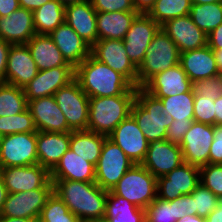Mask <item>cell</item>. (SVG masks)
I'll use <instances>...</instances> for the list:
<instances>
[{"label":"cell","instance_id":"1","mask_svg":"<svg viewBox=\"0 0 222 222\" xmlns=\"http://www.w3.org/2000/svg\"><path fill=\"white\" fill-rule=\"evenodd\" d=\"M53 192L76 215L80 222L102 219L106 212L108 191L96 182L51 179Z\"/></svg>","mask_w":222,"mask_h":222},{"label":"cell","instance_id":"2","mask_svg":"<svg viewBox=\"0 0 222 222\" xmlns=\"http://www.w3.org/2000/svg\"><path fill=\"white\" fill-rule=\"evenodd\" d=\"M75 79L89 98L136 95L137 91L123 75L91 54L75 68Z\"/></svg>","mask_w":222,"mask_h":222},{"label":"cell","instance_id":"3","mask_svg":"<svg viewBox=\"0 0 222 222\" xmlns=\"http://www.w3.org/2000/svg\"><path fill=\"white\" fill-rule=\"evenodd\" d=\"M136 95L89 98L87 130L108 136L116 126L131 115Z\"/></svg>","mask_w":222,"mask_h":222},{"label":"cell","instance_id":"4","mask_svg":"<svg viewBox=\"0 0 222 222\" xmlns=\"http://www.w3.org/2000/svg\"><path fill=\"white\" fill-rule=\"evenodd\" d=\"M131 116L149 143L165 139L167 129L173 122V118L164 112L161 99L146 92L142 87L137 88Z\"/></svg>","mask_w":222,"mask_h":222},{"label":"cell","instance_id":"5","mask_svg":"<svg viewBox=\"0 0 222 222\" xmlns=\"http://www.w3.org/2000/svg\"><path fill=\"white\" fill-rule=\"evenodd\" d=\"M180 52L177 45L160 28L154 35L143 61L137 68V88L142 87L157 73L179 64Z\"/></svg>","mask_w":222,"mask_h":222},{"label":"cell","instance_id":"6","mask_svg":"<svg viewBox=\"0 0 222 222\" xmlns=\"http://www.w3.org/2000/svg\"><path fill=\"white\" fill-rule=\"evenodd\" d=\"M156 187L157 178L142 164H134L110 192L146 209L157 197Z\"/></svg>","mask_w":222,"mask_h":222},{"label":"cell","instance_id":"7","mask_svg":"<svg viewBox=\"0 0 222 222\" xmlns=\"http://www.w3.org/2000/svg\"><path fill=\"white\" fill-rule=\"evenodd\" d=\"M135 163L108 137L95 166V182L110 191Z\"/></svg>","mask_w":222,"mask_h":222},{"label":"cell","instance_id":"8","mask_svg":"<svg viewBox=\"0 0 222 222\" xmlns=\"http://www.w3.org/2000/svg\"><path fill=\"white\" fill-rule=\"evenodd\" d=\"M58 107L66 117L72 131L87 130L89 120V97L74 78L54 95Z\"/></svg>","mask_w":222,"mask_h":222},{"label":"cell","instance_id":"9","mask_svg":"<svg viewBox=\"0 0 222 222\" xmlns=\"http://www.w3.org/2000/svg\"><path fill=\"white\" fill-rule=\"evenodd\" d=\"M37 132L4 135L0 142V168L38 163Z\"/></svg>","mask_w":222,"mask_h":222},{"label":"cell","instance_id":"10","mask_svg":"<svg viewBox=\"0 0 222 222\" xmlns=\"http://www.w3.org/2000/svg\"><path fill=\"white\" fill-rule=\"evenodd\" d=\"M200 184L199 167L183 162L171 172L157 178V197L170 201L191 194Z\"/></svg>","mask_w":222,"mask_h":222},{"label":"cell","instance_id":"11","mask_svg":"<svg viewBox=\"0 0 222 222\" xmlns=\"http://www.w3.org/2000/svg\"><path fill=\"white\" fill-rule=\"evenodd\" d=\"M8 193H19L42 187H53L51 173L40 164L0 168Z\"/></svg>","mask_w":222,"mask_h":222},{"label":"cell","instance_id":"12","mask_svg":"<svg viewBox=\"0 0 222 222\" xmlns=\"http://www.w3.org/2000/svg\"><path fill=\"white\" fill-rule=\"evenodd\" d=\"M161 26L148 14L139 13L123 38L126 53L138 68L144 59L148 46Z\"/></svg>","mask_w":222,"mask_h":222},{"label":"cell","instance_id":"13","mask_svg":"<svg viewBox=\"0 0 222 222\" xmlns=\"http://www.w3.org/2000/svg\"><path fill=\"white\" fill-rule=\"evenodd\" d=\"M91 55L123 75L134 87H137V68L130 61L123 40H97L91 46Z\"/></svg>","mask_w":222,"mask_h":222},{"label":"cell","instance_id":"14","mask_svg":"<svg viewBox=\"0 0 222 222\" xmlns=\"http://www.w3.org/2000/svg\"><path fill=\"white\" fill-rule=\"evenodd\" d=\"M214 125L193 121L179 146L185 163L198 167L209 164Z\"/></svg>","mask_w":222,"mask_h":222},{"label":"cell","instance_id":"15","mask_svg":"<svg viewBox=\"0 0 222 222\" xmlns=\"http://www.w3.org/2000/svg\"><path fill=\"white\" fill-rule=\"evenodd\" d=\"M53 193V187L8 193L0 216L18 218H39L47 199Z\"/></svg>","mask_w":222,"mask_h":222},{"label":"cell","instance_id":"16","mask_svg":"<svg viewBox=\"0 0 222 222\" xmlns=\"http://www.w3.org/2000/svg\"><path fill=\"white\" fill-rule=\"evenodd\" d=\"M108 138L118 145L135 164H141L144 161L149 142L131 115L120 122Z\"/></svg>","mask_w":222,"mask_h":222},{"label":"cell","instance_id":"17","mask_svg":"<svg viewBox=\"0 0 222 222\" xmlns=\"http://www.w3.org/2000/svg\"><path fill=\"white\" fill-rule=\"evenodd\" d=\"M183 162L179 144L162 139L149 143L146 157L141 164L158 178L179 167Z\"/></svg>","mask_w":222,"mask_h":222},{"label":"cell","instance_id":"18","mask_svg":"<svg viewBox=\"0 0 222 222\" xmlns=\"http://www.w3.org/2000/svg\"><path fill=\"white\" fill-rule=\"evenodd\" d=\"M161 29L177 45L180 53L207 45L208 35L194 24L190 15L167 20Z\"/></svg>","mask_w":222,"mask_h":222},{"label":"cell","instance_id":"19","mask_svg":"<svg viewBox=\"0 0 222 222\" xmlns=\"http://www.w3.org/2000/svg\"><path fill=\"white\" fill-rule=\"evenodd\" d=\"M28 110L33 117L37 131L58 133L72 132L54 96L28 101Z\"/></svg>","mask_w":222,"mask_h":222},{"label":"cell","instance_id":"20","mask_svg":"<svg viewBox=\"0 0 222 222\" xmlns=\"http://www.w3.org/2000/svg\"><path fill=\"white\" fill-rule=\"evenodd\" d=\"M39 70L27 44H12L5 71V83L25 88Z\"/></svg>","mask_w":222,"mask_h":222},{"label":"cell","instance_id":"21","mask_svg":"<svg viewBox=\"0 0 222 222\" xmlns=\"http://www.w3.org/2000/svg\"><path fill=\"white\" fill-rule=\"evenodd\" d=\"M75 78V68L55 67L39 71L24 88L27 101L53 96Z\"/></svg>","mask_w":222,"mask_h":222},{"label":"cell","instance_id":"22","mask_svg":"<svg viewBox=\"0 0 222 222\" xmlns=\"http://www.w3.org/2000/svg\"><path fill=\"white\" fill-rule=\"evenodd\" d=\"M142 88L156 98H164L191 92L192 81L188 78L181 65L178 64L157 73Z\"/></svg>","mask_w":222,"mask_h":222},{"label":"cell","instance_id":"23","mask_svg":"<svg viewBox=\"0 0 222 222\" xmlns=\"http://www.w3.org/2000/svg\"><path fill=\"white\" fill-rule=\"evenodd\" d=\"M49 36L62 53L66 62L73 68H76L91 54V46L66 22L60 24Z\"/></svg>","mask_w":222,"mask_h":222},{"label":"cell","instance_id":"24","mask_svg":"<svg viewBox=\"0 0 222 222\" xmlns=\"http://www.w3.org/2000/svg\"><path fill=\"white\" fill-rule=\"evenodd\" d=\"M96 15L90 0L65 6V22L90 46L98 40Z\"/></svg>","mask_w":222,"mask_h":222},{"label":"cell","instance_id":"25","mask_svg":"<svg viewBox=\"0 0 222 222\" xmlns=\"http://www.w3.org/2000/svg\"><path fill=\"white\" fill-rule=\"evenodd\" d=\"M35 34L33 13L28 9L20 7L0 17V38L10 44H27Z\"/></svg>","mask_w":222,"mask_h":222},{"label":"cell","instance_id":"26","mask_svg":"<svg viewBox=\"0 0 222 222\" xmlns=\"http://www.w3.org/2000/svg\"><path fill=\"white\" fill-rule=\"evenodd\" d=\"M70 140L71 132L37 131L38 164L51 172L69 149Z\"/></svg>","mask_w":222,"mask_h":222},{"label":"cell","instance_id":"27","mask_svg":"<svg viewBox=\"0 0 222 222\" xmlns=\"http://www.w3.org/2000/svg\"><path fill=\"white\" fill-rule=\"evenodd\" d=\"M179 64L192 82L219 74L214 52L208 45L180 53Z\"/></svg>","mask_w":222,"mask_h":222},{"label":"cell","instance_id":"28","mask_svg":"<svg viewBox=\"0 0 222 222\" xmlns=\"http://www.w3.org/2000/svg\"><path fill=\"white\" fill-rule=\"evenodd\" d=\"M50 173L51 179L95 182V166L70 148Z\"/></svg>","mask_w":222,"mask_h":222},{"label":"cell","instance_id":"29","mask_svg":"<svg viewBox=\"0 0 222 222\" xmlns=\"http://www.w3.org/2000/svg\"><path fill=\"white\" fill-rule=\"evenodd\" d=\"M27 46L39 71L55 67H72L49 35L35 34Z\"/></svg>","mask_w":222,"mask_h":222},{"label":"cell","instance_id":"30","mask_svg":"<svg viewBox=\"0 0 222 222\" xmlns=\"http://www.w3.org/2000/svg\"><path fill=\"white\" fill-rule=\"evenodd\" d=\"M138 12H97L98 40H123Z\"/></svg>","mask_w":222,"mask_h":222},{"label":"cell","instance_id":"31","mask_svg":"<svg viewBox=\"0 0 222 222\" xmlns=\"http://www.w3.org/2000/svg\"><path fill=\"white\" fill-rule=\"evenodd\" d=\"M107 137L89 130L72 131L69 148L84 160L96 166Z\"/></svg>","mask_w":222,"mask_h":222},{"label":"cell","instance_id":"32","mask_svg":"<svg viewBox=\"0 0 222 222\" xmlns=\"http://www.w3.org/2000/svg\"><path fill=\"white\" fill-rule=\"evenodd\" d=\"M104 218L109 222H145V209L108 191Z\"/></svg>","mask_w":222,"mask_h":222},{"label":"cell","instance_id":"33","mask_svg":"<svg viewBox=\"0 0 222 222\" xmlns=\"http://www.w3.org/2000/svg\"><path fill=\"white\" fill-rule=\"evenodd\" d=\"M32 13L36 34L49 35L65 22V6L56 0H50Z\"/></svg>","mask_w":222,"mask_h":222},{"label":"cell","instance_id":"34","mask_svg":"<svg viewBox=\"0 0 222 222\" xmlns=\"http://www.w3.org/2000/svg\"><path fill=\"white\" fill-rule=\"evenodd\" d=\"M189 15L194 24L209 35L222 24V2L192 4Z\"/></svg>","mask_w":222,"mask_h":222},{"label":"cell","instance_id":"35","mask_svg":"<svg viewBox=\"0 0 222 222\" xmlns=\"http://www.w3.org/2000/svg\"><path fill=\"white\" fill-rule=\"evenodd\" d=\"M28 101L24 88L0 83V116H12L25 111Z\"/></svg>","mask_w":222,"mask_h":222},{"label":"cell","instance_id":"36","mask_svg":"<svg viewBox=\"0 0 222 222\" xmlns=\"http://www.w3.org/2000/svg\"><path fill=\"white\" fill-rule=\"evenodd\" d=\"M191 0H156L147 13L160 26L167 20L190 14Z\"/></svg>","mask_w":222,"mask_h":222},{"label":"cell","instance_id":"37","mask_svg":"<svg viewBox=\"0 0 222 222\" xmlns=\"http://www.w3.org/2000/svg\"><path fill=\"white\" fill-rule=\"evenodd\" d=\"M194 97L191 91L159 99L162 101L164 112L173 120L194 121Z\"/></svg>","mask_w":222,"mask_h":222},{"label":"cell","instance_id":"38","mask_svg":"<svg viewBox=\"0 0 222 222\" xmlns=\"http://www.w3.org/2000/svg\"><path fill=\"white\" fill-rule=\"evenodd\" d=\"M39 222H80V220L53 192L41 210Z\"/></svg>","mask_w":222,"mask_h":222},{"label":"cell","instance_id":"39","mask_svg":"<svg viewBox=\"0 0 222 222\" xmlns=\"http://www.w3.org/2000/svg\"><path fill=\"white\" fill-rule=\"evenodd\" d=\"M37 132L33 117L28 108L16 115L0 116V134L2 136L16 133Z\"/></svg>","mask_w":222,"mask_h":222},{"label":"cell","instance_id":"40","mask_svg":"<svg viewBox=\"0 0 222 222\" xmlns=\"http://www.w3.org/2000/svg\"><path fill=\"white\" fill-rule=\"evenodd\" d=\"M193 196V211L206 218L218 205L219 198L201 183L191 193Z\"/></svg>","mask_w":222,"mask_h":222},{"label":"cell","instance_id":"41","mask_svg":"<svg viewBox=\"0 0 222 222\" xmlns=\"http://www.w3.org/2000/svg\"><path fill=\"white\" fill-rule=\"evenodd\" d=\"M145 222H176L174 200L158 197L145 209Z\"/></svg>","mask_w":222,"mask_h":222},{"label":"cell","instance_id":"42","mask_svg":"<svg viewBox=\"0 0 222 222\" xmlns=\"http://www.w3.org/2000/svg\"><path fill=\"white\" fill-rule=\"evenodd\" d=\"M200 183L212 191L218 198L222 197V164H207L199 167Z\"/></svg>","mask_w":222,"mask_h":222},{"label":"cell","instance_id":"43","mask_svg":"<svg viewBox=\"0 0 222 222\" xmlns=\"http://www.w3.org/2000/svg\"><path fill=\"white\" fill-rule=\"evenodd\" d=\"M195 96L211 97L213 101L222 95V74L192 82Z\"/></svg>","mask_w":222,"mask_h":222},{"label":"cell","instance_id":"44","mask_svg":"<svg viewBox=\"0 0 222 222\" xmlns=\"http://www.w3.org/2000/svg\"><path fill=\"white\" fill-rule=\"evenodd\" d=\"M194 121L215 126V104L211 97H194Z\"/></svg>","mask_w":222,"mask_h":222},{"label":"cell","instance_id":"45","mask_svg":"<svg viewBox=\"0 0 222 222\" xmlns=\"http://www.w3.org/2000/svg\"><path fill=\"white\" fill-rule=\"evenodd\" d=\"M96 12H137L132 0H90Z\"/></svg>","mask_w":222,"mask_h":222},{"label":"cell","instance_id":"46","mask_svg":"<svg viewBox=\"0 0 222 222\" xmlns=\"http://www.w3.org/2000/svg\"><path fill=\"white\" fill-rule=\"evenodd\" d=\"M192 123L193 121L173 120V122L167 129V135L165 140L171 143L180 144L182 138L185 136V133L191 127Z\"/></svg>","mask_w":222,"mask_h":222},{"label":"cell","instance_id":"47","mask_svg":"<svg viewBox=\"0 0 222 222\" xmlns=\"http://www.w3.org/2000/svg\"><path fill=\"white\" fill-rule=\"evenodd\" d=\"M174 211L176 221L186 215H197V211H193V196L188 194L174 199Z\"/></svg>","mask_w":222,"mask_h":222},{"label":"cell","instance_id":"48","mask_svg":"<svg viewBox=\"0 0 222 222\" xmlns=\"http://www.w3.org/2000/svg\"><path fill=\"white\" fill-rule=\"evenodd\" d=\"M209 163L222 164V125L214 126V136L210 147Z\"/></svg>","mask_w":222,"mask_h":222},{"label":"cell","instance_id":"49","mask_svg":"<svg viewBox=\"0 0 222 222\" xmlns=\"http://www.w3.org/2000/svg\"><path fill=\"white\" fill-rule=\"evenodd\" d=\"M12 44L0 38V81L5 83V71L8 52Z\"/></svg>","mask_w":222,"mask_h":222},{"label":"cell","instance_id":"50","mask_svg":"<svg viewBox=\"0 0 222 222\" xmlns=\"http://www.w3.org/2000/svg\"><path fill=\"white\" fill-rule=\"evenodd\" d=\"M207 45L212 50L222 49V24L208 35Z\"/></svg>","mask_w":222,"mask_h":222},{"label":"cell","instance_id":"51","mask_svg":"<svg viewBox=\"0 0 222 222\" xmlns=\"http://www.w3.org/2000/svg\"><path fill=\"white\" fill-rule=\"evenodd\" d=\"M19 8L18 0H0V17L9 16Z\"/></svg>","mask_w":222,"mask_h":222},{"label":"cell","instance_id":"52","mask_svg":"<svg viewBox=\"0 0 222 222\" xmlns=\"http://www.w3.org/2000/svg\"><path fill=\"white\" fill-rule=\"evenodd\" d=\"M156 0H132L133 6L138 13L147 14L154 6Z\"/></svg>","mask_w":222,"mask_h":222},{"label":"cell","instance_id":"53","mask_svg":"<svg viewBox=\"0 0 222 222\" xmlns=\"http://www.w3.org/2000/svg\"><path fill=\"white\" fill-rule=\"evenodd\" d=\"M49 1L50 0H18L20 7L28 9L32 12Z\"/></svg>","mask_w":222,"mask_h":222},{"label":"cell","instance_id":"54","mask_svg":"<svg viewBox=\"0 0 222 222\" xmlns=\"http://www.w3.org/2000/svg\"><path fill=\"white\" fill-rule=\"evenodd\" d=\"M205 222H222V197L217 207L205 218Z\"/></svg>","mask_w":222,"mask_h":222},{"label":"cell","instance_id":"55","mask_svg":"<svg viewBox=\"0 0 222 222\" xmlns=\"http://www.w3.org/2000/svg\"><path fill=\"white\" fill-rule=\"evenodd\" d=\"M215 125H222V95L214 101Z\"/></svg>","mask_w":222,"mask_h":222},{"label":"cell","instance_id":"56","mask_svg":"<svg viewBox=\"0 0 222 222\" xmlns=\"http://www.w3.org/2000/svg\"><path fill=\"white\" fill-rule=\"evenodd\" d=\"M7 195H8V192H7V189L4 185V180H3L2 174L0 172V214L2 212L4 202L6 200Z\"/></svg>","mask_w":222,"mask_h":222},{"label":"cell","instance_id":"57","mask_svg":"<svg viewBox=\"0 0 222 222\" xmlns=\"http://www.w3.org/2000/svg\"><path fill=\"white\" fill-rule=\"evenodd\" d=\"M0 222H39V218H10L0 216Z\"/></svg>","mask_w":222,"mask_h":222},{"label":"cell","instance_id":"58","mask_svg":"<svg viewBox=\"0 0 222 222\" xmlns=\"http://www.w3.org/2000/svg\"><path fill=\"white\" fill-rule=\"evenodd\" d=\"M176 222H205V218L198 215H186L184 218H181Z\"/></svg>","mask_w":222,"mask_h":222},{"label":"cell","instance_id":"59","mask_svg":"<svg viewBox=\"0 0 222 222\" xmlns=\"http://www.w3.org/2000/svg\"><path fill=\"white\" fill-rule=\"evenodd\" d=\"M219 74H222V49L213 50Z\"/></svg>","mask_w":222,"mask_h":222},{"label":"cell","instance_id":"60","mask_svg":"<svg viewBox=\"0 0 222 222\" xmlns=\"http://www.w3.org/2000/svg\"><path fill=\"white\" fill-rule=\"evenodd\" d=\"M192 4H210L222 2V0H191Z\"/></svg>","mask_w":222,"mask_h":222},{"label":"cell","instance_id":"61","mask_svg":"<svg viewBox=\"0 0 222 222\" xmlns=\"http://www.w3.org/2000/svg\"><path fill=\"white\" fill-rule=\"evenodd\" d=\"M56 1H58L59 3H61L64 6H66V5H69V4L80 3V2H83V1H86V0H56Z\"/></svg>","mask_w":222,"mask_h":222},{"label":"cell","instance_id":"62","mask_svg":"<svg viewBox=\"0 0 222 222\" xmlns=\"http://www.w3.org/2000/svg\"><path fill=\"white\" fill-rule=\"evenodd\" d=\"M89 222H109V221L106 220L105 218H102V219L92 220V221H89Z\"/></svg>","mask_w":222,"mask_h":222}]
</instances>
